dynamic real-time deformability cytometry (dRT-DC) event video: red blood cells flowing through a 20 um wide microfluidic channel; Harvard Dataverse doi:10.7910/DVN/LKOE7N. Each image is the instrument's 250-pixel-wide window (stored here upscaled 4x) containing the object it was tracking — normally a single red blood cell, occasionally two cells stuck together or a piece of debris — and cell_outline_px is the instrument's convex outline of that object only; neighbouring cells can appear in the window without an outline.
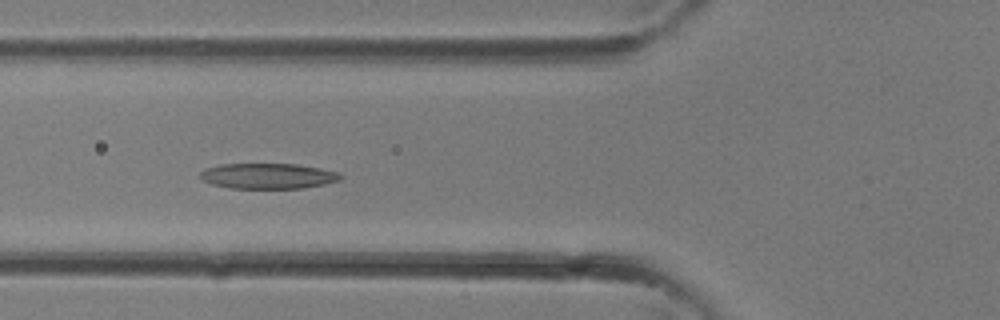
{"species": "common noctule bat (a hibernating species)", "species_latin": "Nyctalus noctula", "temperature_condition": "room temperature", "stored_images_in_passage": 10, "camera_frame_rate_fps": 3000, "um_per_image_px": 0.085, "animal": {"sex": "female"}, "frame": {"image": 1, "passage_image": 6, "time_ms": 1.667, "image_size_px": [1000, 320], "cell_outline_px": [[344, 176], [340, 180], [324, 184], [304, 188], [232, 188], [212, 184], [204, 180], [200, 176], [200, 172], [204, 168], [220, 164], [296, 164], [320, 168], [340, 172]], "centroid_in_image_um": [22.81, 14.95], "position_along_channel_um": 103.0, "area_um2": 20.87}}
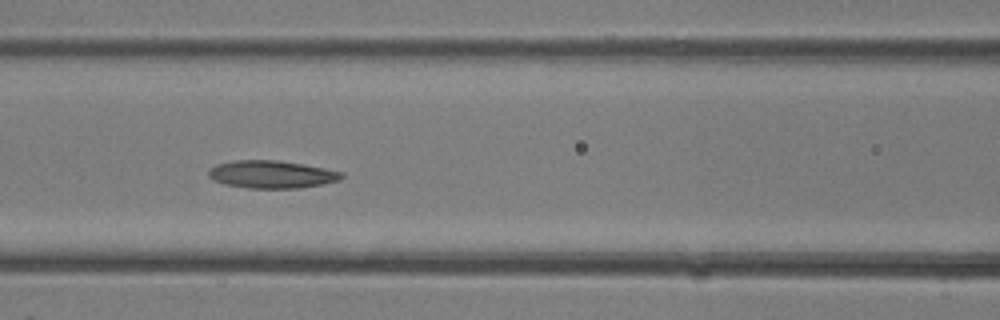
{"frame": {"image": 2, "passage_image": 8, "time_ms": 2.333, "image_size_px": [1000, 320], "cell_outline_px": [[344, 176], [340, 180], [300, 188], [248, 188], [224, 184], [212, 180], [208, 176], [208, 172], [216, 164], [232, 160], [276, 160], [324, 168], [344, 172]], "centroid_in_image_um": [23.06, 14.82], "position_along_channel_um": 143.5, "area_um2": 21.39}}
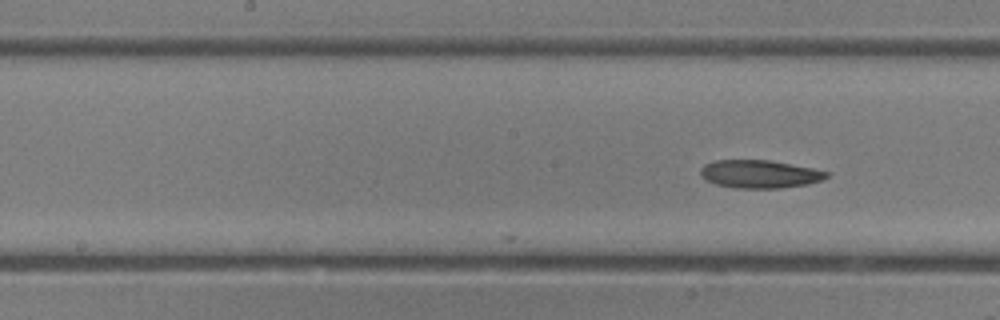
{"frame": {"image": 3, "passage_image": 10, "time_ms": 3.0, "image_size_px": [1000, 320], "cell_outline_px": [[832, 172], [824, 180], [808, 184], [780, 188], [732, 188], [716, 184], [700, 176], [700, 168], [704, 164], [716, 160], [768, 160], [812, 168]], "centroid_in_image_um": [64.59, 14.8], "position_along_channel_um": 183.6, "area_um2": 20.69}}